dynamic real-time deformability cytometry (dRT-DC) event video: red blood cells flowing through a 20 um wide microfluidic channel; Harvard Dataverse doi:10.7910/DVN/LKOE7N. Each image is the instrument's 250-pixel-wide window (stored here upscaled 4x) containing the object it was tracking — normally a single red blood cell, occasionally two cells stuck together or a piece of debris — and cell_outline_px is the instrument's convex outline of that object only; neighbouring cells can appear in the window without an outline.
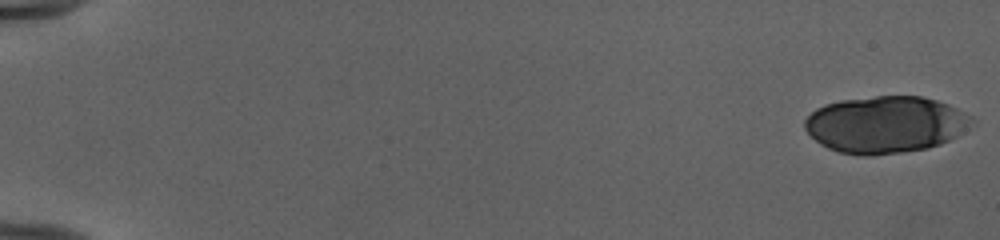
{"species": "human", "species_latin": "Homo sapiens", "temperature_condition": "cold", "stored_images_in_passage": 23, "camera_frame_rate_fps": 3000, "um_per_image_px": 0.085, "donor": {"sex": "female"}, "frame": {"image": 1, "passage_image": 1, "time_ms": 0.0, "image_size_px": [1000, 240], "cell_outline_px": [[976, 124], [956, 136], [940, 144], [928, 148], [872, 156], [864, 156], [840, 152], [828, 148], [820, 144], [804, 128], [804, 120], [816, 108], [824, 104], [840, 100], [876, 96], [924, 96], [948, 104], [972, 116], [976, 120]], "centroid_in_image_um": [75.29, 10.58], "position_along_channel_um": 9.7, "area_um2": 55.6}}
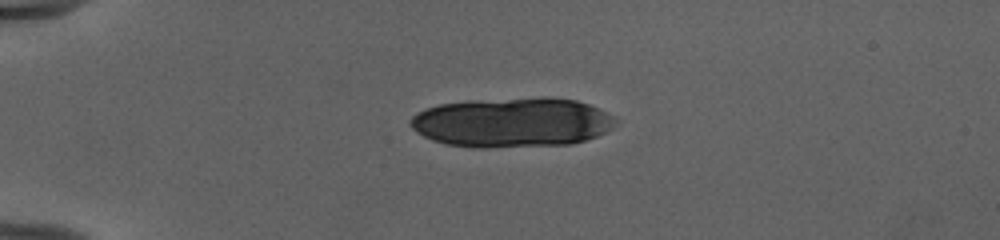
{"frame": {"image": 2, "passage_image": 14, "time_ms": 4.333, "image_size_px": [1000, 240], "cell_outline_px": [[620, 124], [608, 132], [572, 144], [484, 148], [476, 148], [444, 144], [432, 140], [416, 132], [408, 124], [408, 120], [416, 112], [424, 108], [440, 104], [468, 100], [544, 96], [576, 100], [588, 104], [620, 120]], "centroid_in_image_um": [43.52, 10.4], "position_along_channel_um": 41.5, "area_um2": 60.4}}